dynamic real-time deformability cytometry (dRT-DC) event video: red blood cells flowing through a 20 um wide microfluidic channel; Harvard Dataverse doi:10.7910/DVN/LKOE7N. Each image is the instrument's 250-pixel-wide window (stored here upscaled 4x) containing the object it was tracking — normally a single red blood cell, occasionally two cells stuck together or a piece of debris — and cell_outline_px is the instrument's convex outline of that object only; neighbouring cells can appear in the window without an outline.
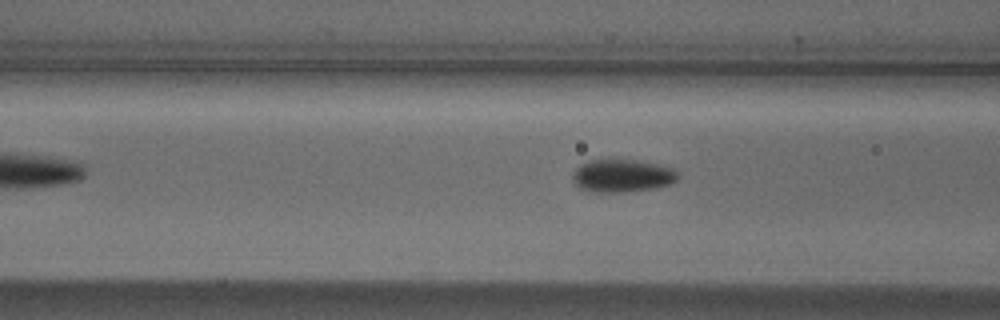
{"species": "Egyptian fruit bat (a non-hibernating species)", "species_latin": "Rousettus aegyptiacus", "temperature_condition": "cold", "stored_images_in_passage": 6, "segment_of_instrument_passage": [2, 2], "camera_frame_rate_fps": 3000, "um_per_image_px": 0.085, "animal": {"sex": "male"}, "frame": {"image": 1, "passage_image": 6, "time_ms": 1.667, "image_size_px": [1000, 320], "cell_outline_px": [[680, 176], [672, 184], [652, 188], [624, 192], [596, 192], [580, 188], [572, 180], [572, 172], [580, 164], [588, 160], [636, 160], [656, 164], [672, 168]], "centroid_in_image_um": [52.87, 14.94], "position_along_channel_um": 113.7, "area_um2": 20.06}}